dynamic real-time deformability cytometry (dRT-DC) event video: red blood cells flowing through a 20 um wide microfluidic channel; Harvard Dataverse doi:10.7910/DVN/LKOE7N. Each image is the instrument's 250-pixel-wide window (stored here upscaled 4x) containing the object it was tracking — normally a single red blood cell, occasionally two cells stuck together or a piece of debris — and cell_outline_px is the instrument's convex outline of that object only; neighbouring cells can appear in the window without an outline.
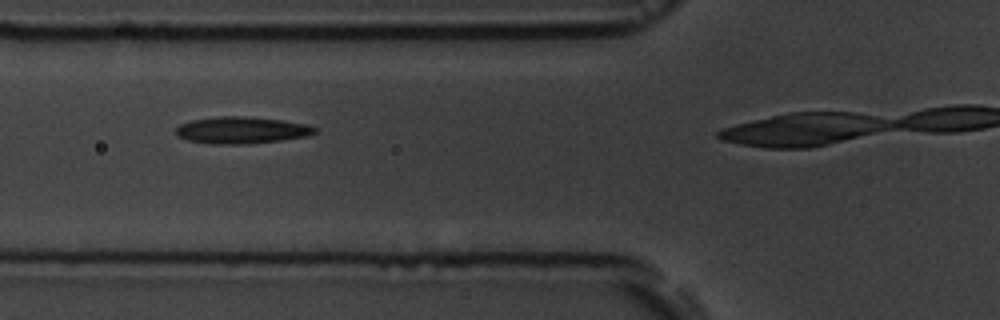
{"species": "common noctule bat (a hibernating species)", "species_latin": "Nyctalus noctula", "temperature_condition": "room temperature", "stored_images_in_passage": 5, "camera_frame_rate_fps": 3000, "um_per_image_px": 0.085, "animal": {"sex": "male", "body_mass_g": 19.5, "forearm_length_mm": 54.6}, "frame": {"image": 1, "passage_image": 3, "time_ms": 2.333, "image_size_px": [1000, 320], "cell_outline_px": [[316, 132], [308, 136], [280, 140], [244, 144], [212, 144], [188, 140], [180, 136], [176, 132], [176, 128], [180, 124], [192, 120], [220, 116], [244, 116], [284, 120], [308, 124], [316, 128]], "centroid_in_image_um": [20.56, 11.06], "position_along_channel_um": 105.2, "area_um2": 21.62}}
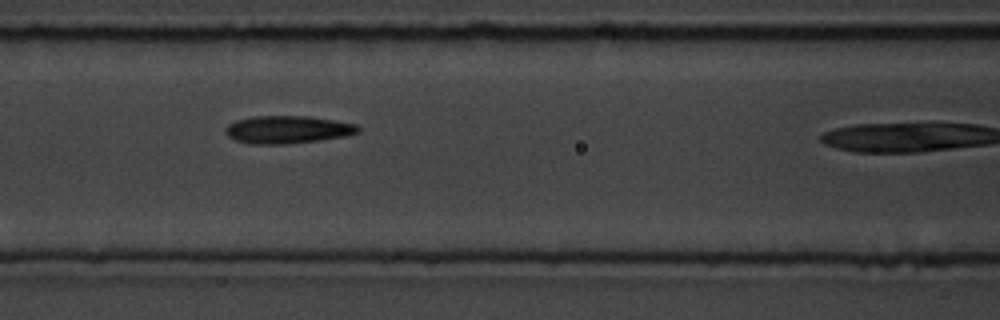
{"frame": {"image": 2, "passage_image": 4, "time_ms": 3.333, "image_size_px": [1000, 320], "cell_outline_px": [[360, 132], [344, 136], [316, 140], [284, 144], [252, 144], [236, 140], [228, 136], [224, 132], [224, 128], [228, 124], [236, 120], [252, 116], [308, 116], [356, 124], [360, 128]], "centroid_in_image_um": [24.4, 11.01], "position_along_channel_um": 142.2, "area_um2": 21.27}}